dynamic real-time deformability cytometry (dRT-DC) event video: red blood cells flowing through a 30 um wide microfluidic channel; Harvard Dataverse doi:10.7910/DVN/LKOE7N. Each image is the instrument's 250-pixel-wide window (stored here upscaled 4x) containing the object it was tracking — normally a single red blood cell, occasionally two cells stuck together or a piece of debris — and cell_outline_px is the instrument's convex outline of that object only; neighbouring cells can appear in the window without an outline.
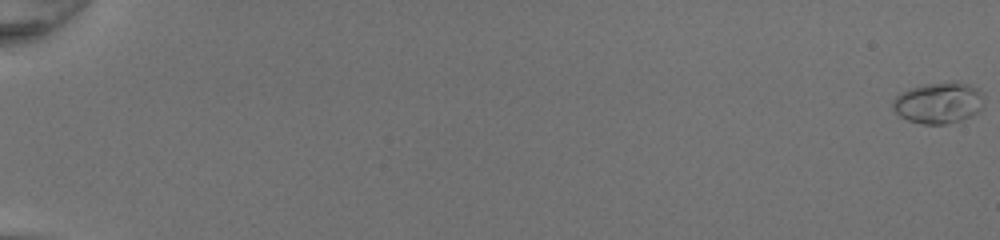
{"species": "common noctule bat (a hibernating species)", "species_latin": "Nyctalus noctula", "temperature_condition": "room temperature", "stored_images_in_passage": 52, "camera_frame_rate_fps": 3000, "um_per_image_px": 0.085, "animal": {"sex": "female", "body_mass_g": 20.0, "forearm_length_mm": 54.0}, "frame": {"image": 1, "passage_image": 1, "time_ms": 0.0, "image_size_px": [1000, 240], "cell_outline_px": [[984, 104], [980, 112], [972, 116], [960, 120], [944, 124], [924, 124], [908, 120], [900, 116], [892, 108], [892, 100], [900, 92], [908, 88], [924, 84], [948, 80], [956, 80], [980, 88], [984, 96]], "centroid_in_image_um": [79.82, 8.7], "position_along_channel_um": 5.2, "area_um2": 22.6}}
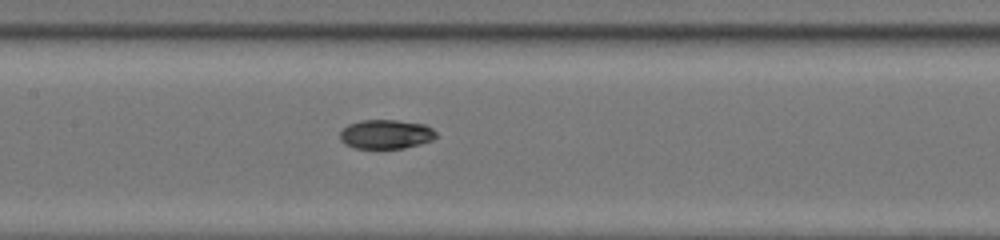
{"frame": {"image": 2, "passage_image": 29, "time_ms": 9.333, "image_size_px": [1000, 240], "cell_outline_px": [[440, 136], [432, 140], [420, 144], [404, 148], [356, 148], [344, 144], [340, 140], [340, 132], [348, 124], [360, 120], [396, 120], [424, 124], [432, 128]], "centroid_in_image_um": [32.82, 11.41], "position_along_channel_um": 174.6, "area_um2": 16.47}}
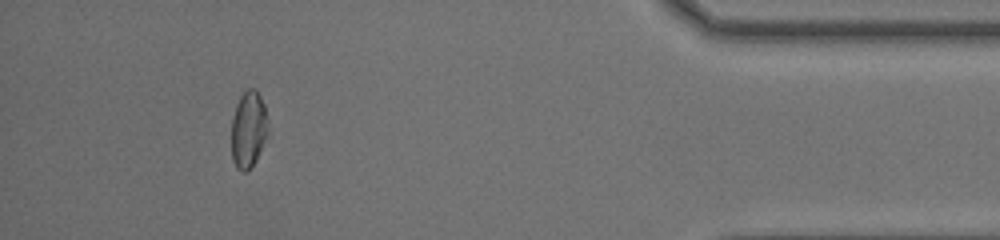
{"frame": {"image": 3, "passage_image": 49, "time_ms": 16.0, "image_size_px": [1000, 240], "cell_outline_px": [[268, 132], [256, 160], [248, 172], [240, 172], [236, 168], [232, 160], [232, 116], [236, 104], [240, 96], [248, 88], [256, 88], [264, 104], [268, 120]], "centroid_in_image_um": [21.11, 11.01], "position_along_channel_um": 414.1, "area_um2": 16.59}, "authors_computed_cell_mechanics": {"area_um2": 17.2533, "velocity_mm_per_s": 4.2842, "shape_relaxation_time_tau1_ms": 6.5969, "shape_relaxation_time_tau2_ms": 2.5206, "deformation_change_tau1": 0.2442, "deformation_change_tau2": 0.0586}}